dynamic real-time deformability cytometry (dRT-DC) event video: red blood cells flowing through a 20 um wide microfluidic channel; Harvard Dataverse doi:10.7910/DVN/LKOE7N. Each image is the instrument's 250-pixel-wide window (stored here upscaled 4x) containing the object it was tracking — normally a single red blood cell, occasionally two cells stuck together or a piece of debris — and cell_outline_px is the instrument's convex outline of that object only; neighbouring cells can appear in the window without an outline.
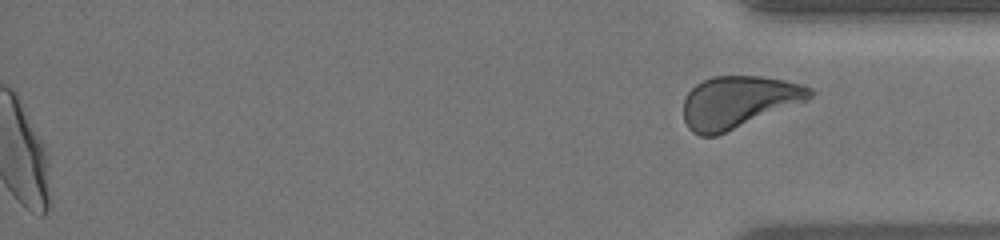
{"species": "human", "species_latin": "Homo sapiens", "temperature_condition": "warm", "stored_images_in_passage": 50, "camera_frame_rate_fps": 3000, "um_per_image_px": 0.085, "donor": {"sex": "female"}, "frame": {"image": 1, "passage_image": 50, "time_ms": 16.333, "image_size_px": [1000, 240], "cell_outline_px": [[816, 92], [808, 100], [716, 136], [700, 136], [692, 132], [688, 128], [684, 120], [684, 100], [688, 92], [696, 84], [712, 76], [764, 76], [784, 80], [800, 84], [812, 88]], "centroid_in_image_um": [62.77, 8.66], "position_along_channel_um": 372.4, "area_um2": 38.32}, "authors_computed_cell_mechanics": {"area_um2": 32.8304, "velocity_mm_per_s": 4.14, "shape_relaxation_time_tau1_ms": 3.9098, "shape_relaxation_time_tau2_ms": null, "deformation_change_tau1": 0.1664, "deformation_change_tau2": null}}